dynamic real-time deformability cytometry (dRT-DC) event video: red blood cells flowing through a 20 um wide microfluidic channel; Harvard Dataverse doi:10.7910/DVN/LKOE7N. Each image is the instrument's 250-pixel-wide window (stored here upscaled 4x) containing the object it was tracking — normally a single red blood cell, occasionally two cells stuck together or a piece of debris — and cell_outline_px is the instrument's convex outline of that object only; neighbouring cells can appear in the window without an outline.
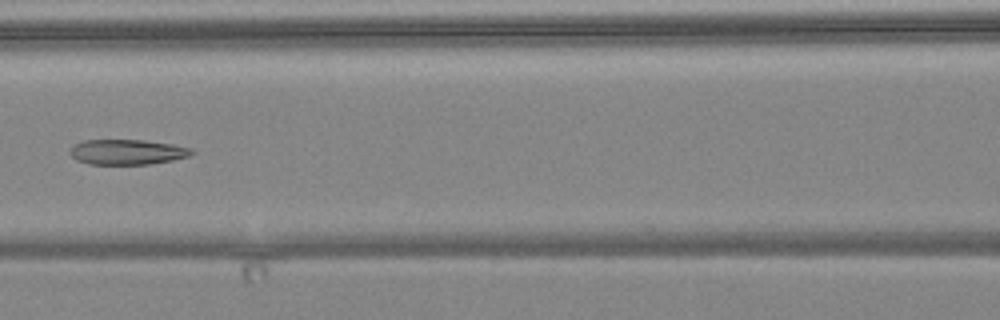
{"species": "common noctule bat (a hibernating species)", "species_latin": "Nyctalus noctula", "temperature_condition": "warm", "stored_images_in_passage": 7, "camera_frame_rate_fps": 3000, "um_per_image_px": 0.085, "animal": {"sex": "female", "body_mass_g": 24.6, "forearm_length_mm": 56.2}, "frame": {"image": 1, "passage_image": 6, "time_ms": 7.0, "image_size_px": [1000, 320], "cell_outline_px": [[196, 152], [188, 156], [172, 160], [148, 164], [88, 164], [76, 160], [68, 152], [72, 144], [84, 140], [144, 140], [172, 144], [192, 148]], "centroid_in_image_um": [10.78, 12.91], "position_along_channel_um": 155.8, "area_um2": 17.98}}
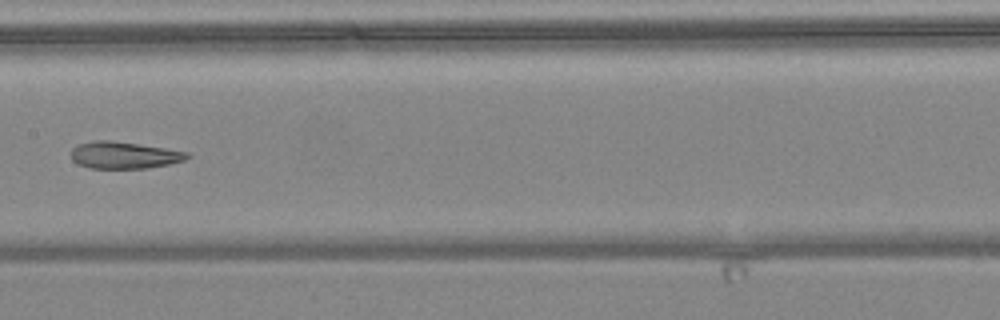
{"frame": {"image": 2, "passage_image": 7, "time_ms": 8.0, "image_size_px": [1000, 320], "cell_outline_px": [[192, 156], [184, 160], [168, 164], [148, 168], [88, 168], [72, 160], [72, 148], [76, 144], [96, 140], [108, 140], [164, 148], [188, 152]], "centroid_in_image_um": [10.54, 13.19], "position_along_channel_um": 196.9, "area_um2": 18.03}}